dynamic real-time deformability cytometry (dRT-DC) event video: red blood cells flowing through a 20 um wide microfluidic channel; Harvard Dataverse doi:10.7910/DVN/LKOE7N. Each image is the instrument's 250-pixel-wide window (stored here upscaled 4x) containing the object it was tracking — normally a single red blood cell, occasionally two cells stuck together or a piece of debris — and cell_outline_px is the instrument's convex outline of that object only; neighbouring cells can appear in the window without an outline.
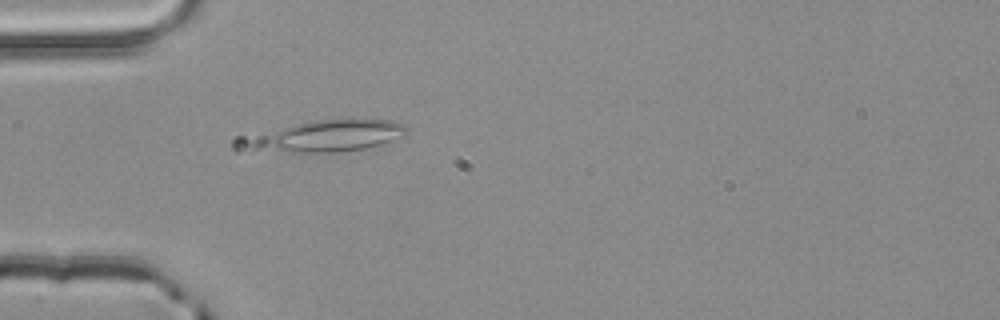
{"species": "common noctule bat (a hibernating species)", "species_latin": "Nyctalus noctula", "temperature_condition": "room temperature", "stored_images_in_passage": 1, "camera_frame_rate_fps": 3000, "um_per_image_px": 0.085, "animal": {"sex": "male", "body_mass_g": 20.4}, "frame": {"image": 1, "passage_image": 1, "time_ms": 0.0, "image_size_px": [1000, 320], "cell_outline_px": [[408, 132], [380, 144], [364, 148], [340, 152], [236, 152], [232, 148], [232, 140], [236, 136], [316, 120], [352, 116], [392, 120], [404, 124], [408, 128]], "centroid_in_image_um": [27.35, 11.56], "position_along_channel_um": 57.6, "area_um2": 32.37}}